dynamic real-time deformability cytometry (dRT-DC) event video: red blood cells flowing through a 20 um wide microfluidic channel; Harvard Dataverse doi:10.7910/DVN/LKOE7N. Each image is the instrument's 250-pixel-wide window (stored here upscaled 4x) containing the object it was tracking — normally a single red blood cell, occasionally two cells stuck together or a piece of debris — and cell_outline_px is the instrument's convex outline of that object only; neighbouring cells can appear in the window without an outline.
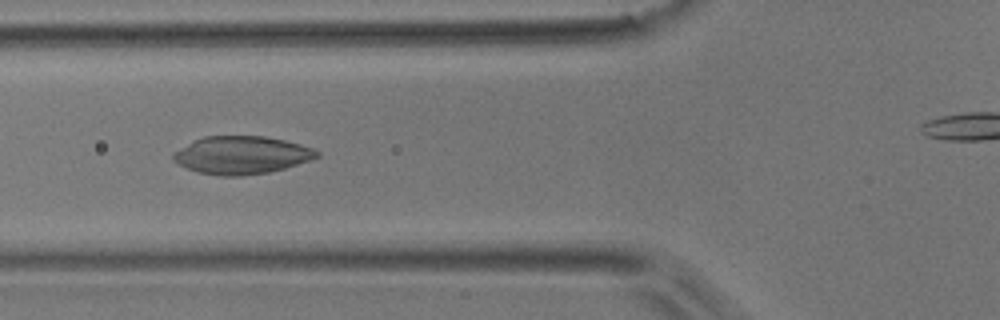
{"species": "common noctule bat (a hibernating species)", "species_latin": "Nyctalus noctula", "temperature_condition": "room temperature", "stored_images_in_passage": 41, "camera_frame_rate_fps": 3000, "um_per_image_px": 0.085, "animal": {"sex": "male", "body_mass_g": 17.9}, "frame": {"image": 1, "passage_image": 18, "time_ms": 5.667, "image_size_px": [1000, 320], "cell_outline_px": [[320, 156], [312, 160], [284, 168], [268, 172], [240, 176], [220, 176], [200, 172], [188, 168], [172, 160], [172, 152], [204, 136], [264, 136], [284, 140], [300, 144], [312, 148], [320, 152]], "centroid_in_image_um": [20.55, 13.18], "position_along_channel_um": 105.2, "area_um2": 31.5}}